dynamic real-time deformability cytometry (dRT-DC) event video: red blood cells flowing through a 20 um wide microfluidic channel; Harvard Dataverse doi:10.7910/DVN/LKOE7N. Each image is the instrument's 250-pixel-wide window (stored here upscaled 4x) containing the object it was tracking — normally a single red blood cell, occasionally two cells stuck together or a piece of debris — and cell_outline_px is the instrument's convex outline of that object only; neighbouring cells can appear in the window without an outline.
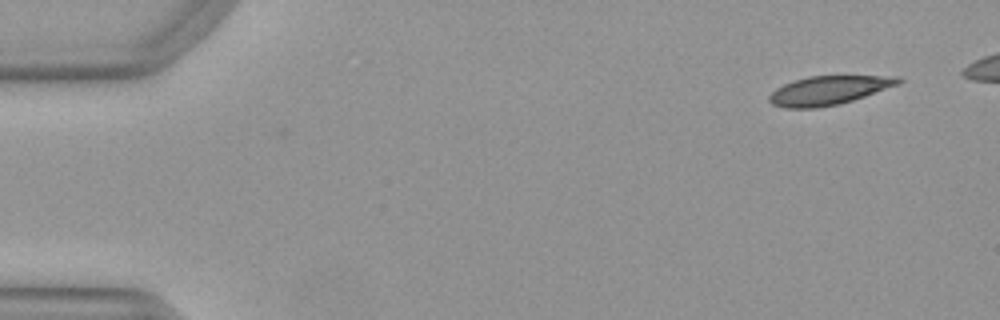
{"species": "Egyptian fruit bat (a non-hibernating species)", "species_latin": "Rousettus aegyptiacus", "temperature_condition": "warm", "stored_images_in_passage": 46, "camera_frame_rate_fps": 3000, "um_per_image_px": 0.085, "animal": {"sex": "female"}, "frame": {"image": 1, "passage_image": 2, "time_ms": 0.333, "image_size_px": [1000, 320], "cell_outline_px": [[904, 80], [900, 84], [840, 104], [816, 108], [784, 108], [772, 104], [768, 100], [768, 96], [776, 88], [784, 84], [808, 76], [900, 76]], "centroid_in_image_um": [70.44, 7.68], "position_along_channel_um": 14.6, "area_um2": 21.68}}
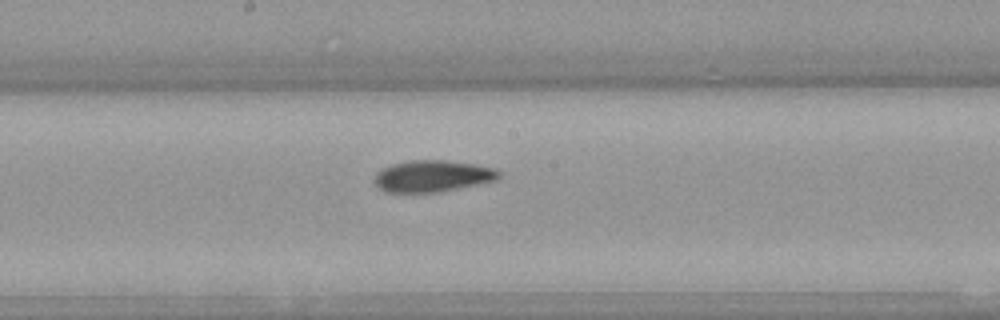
{"frame": {"image": 2, "passage_image": 26, "time_ms": 8.333, "image_size_px": [1000, 320], "cell_outline_px": [[500, 176], [492, 180], [456, 188], [436, 192], [384, 192], [376, 184], [376, 172], [392, 164], [408, 160], [444, 160], [476, 164], [496, 168], [500, 172]], "centroid_in_image_um": [36.74, 14.95], "position_along_channel_um": 211.5, "area_um2": 22.48}}
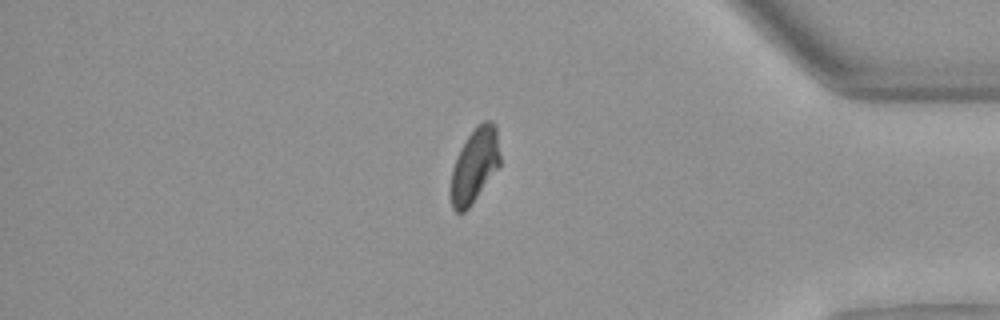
{"frame": {"image": 3, "passage_image": 42, "time_ms": 13.667, "image_size_px": [1000, 320], "cell_outline_px": [[500, 164], [468, 208], [464, 212], [456, 212], [452, 208], [452, 168], [456, 156], [460, 148], [476, 124], [484, 120], [492, 120], [496, 124], [500, 156]], "centroid_in_image_um": [40.36, 13.98], "position_along_channel_um": 394.8, "area_um2": 21.04}}